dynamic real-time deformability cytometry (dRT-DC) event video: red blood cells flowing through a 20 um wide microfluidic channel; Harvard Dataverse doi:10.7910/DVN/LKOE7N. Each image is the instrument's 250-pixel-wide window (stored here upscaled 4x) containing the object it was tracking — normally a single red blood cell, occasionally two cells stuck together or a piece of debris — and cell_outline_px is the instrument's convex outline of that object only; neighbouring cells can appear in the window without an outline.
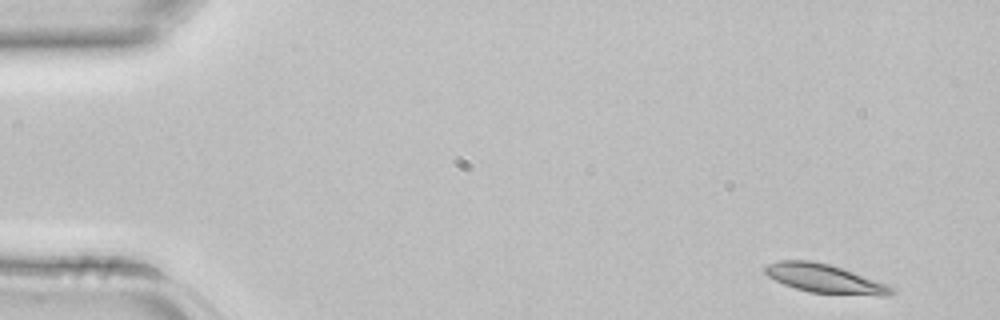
{"species": "common noctule bat (a hibernating species)", "species_latin": "Nyctalus noctula", "temperature_condition": "room temperature", "stored_images_in_passage": 4, "camera_frame_rate_fps": 3000, "um_per_image_px": 0.085, "animal": {"sex": "female", "body_mass_g": 22.7, "forearm_length_mm": 54.2}, "frame": {"image": 1, "passage_image": 1, "time_ms": 0.0, "image_size_px": [1000, 320], "cell_outline_px": [[896, 292], [888, 296], [880, 296], [808, 292], [784, 284], [768, 276], [764, 272], [764, 264], [776, 260], [808, 260], [828, 264], [844, 268], [896, 288]], "centroid_in_image_um": [70.1, 23.68], "position_along_channel_um": 14.9, "area_um2": 21.39}}
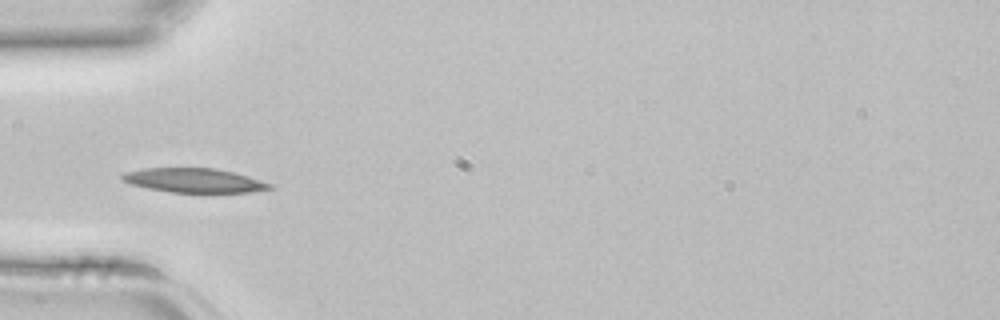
{"frame": {"image": 2, "passage_image": 4, "time_ms": 1.0, "image_size_px": [1000, 320], "cell_outline_px": [[276, 188], [252, 192], [168, 192], [148, 188], [132, 184], [120, 180], [120, 176], [124, 172], [144, 168], [216, 168], [248, 176], [272, 184]], "centroid_in_image_um": [16.49, 15.33], "position_along_channel_um": 68.5, "area_um2": 20.87}}